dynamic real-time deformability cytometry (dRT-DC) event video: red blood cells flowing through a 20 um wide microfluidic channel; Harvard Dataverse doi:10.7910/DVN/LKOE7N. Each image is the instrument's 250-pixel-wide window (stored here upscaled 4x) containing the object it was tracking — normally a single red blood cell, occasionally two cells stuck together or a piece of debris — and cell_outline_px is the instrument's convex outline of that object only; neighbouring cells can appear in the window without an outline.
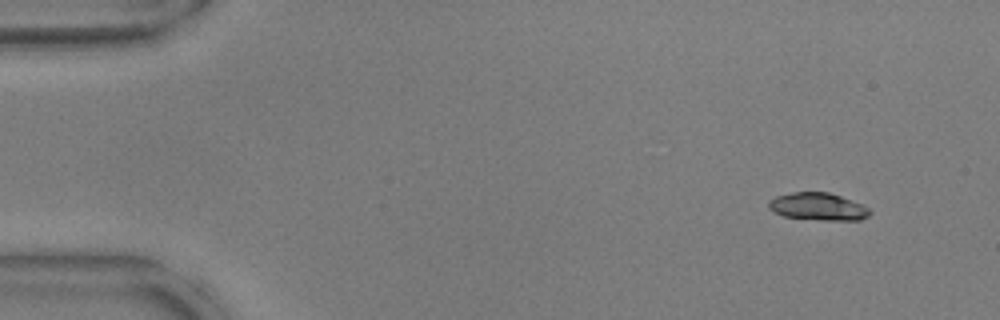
{"species": "common noctule bat (a hibernating species)", "species_latin": "Nyctalus noctula", "temperature_condition": "warm", "stored_images_in_passage": 9, "camera_frame_rate_fps": 3000, "um_per_image_px": 0.085, "animal": {"sex": "male", "body_mass_g": 17.9, "forearm_length_mm": 54.2}, "frame": {"image": 1, "passage_image": 1, "time_ms": 0.0, "image_size_px": [1000, 320], "cell_outline_px": [[872, 212], [868, 216], [860, 220], [820, 220], [784, 216], [768, 208], [768, 200], [776, 196], [792, 192], [828, 192], [840, 196], [860, 204], [868, 208]], "centroid_in_image_um": [69.51, 17.56], "position_along_channel_um": 15.5, "area_um2": 16.07}}